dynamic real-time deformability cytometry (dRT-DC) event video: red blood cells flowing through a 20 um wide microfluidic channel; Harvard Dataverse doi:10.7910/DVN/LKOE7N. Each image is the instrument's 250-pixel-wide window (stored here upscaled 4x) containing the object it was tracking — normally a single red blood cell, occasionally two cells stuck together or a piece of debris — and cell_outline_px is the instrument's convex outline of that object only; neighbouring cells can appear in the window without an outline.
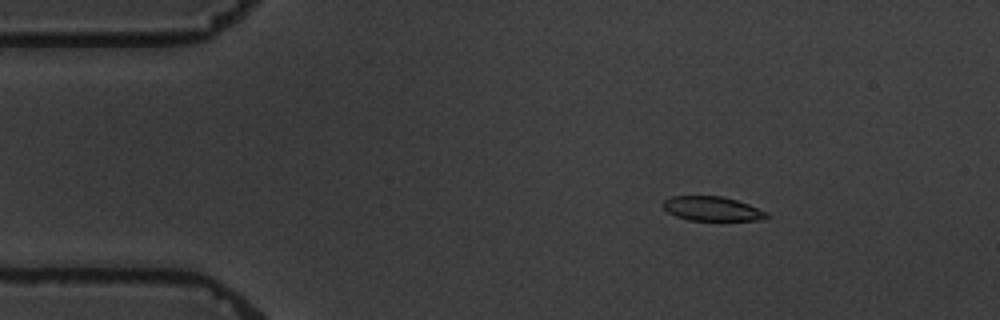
{"species": "common noctule bat (a hibernating species)", "species_latin": "Nyctalus noctula", "temperature_condition": "warm", "stored_images_in_passage": 15, "camera_frame_rate_fps": 3000, "um_per_image_px": 0.085, "animal": {"sex": "male", "body_mass_g": 19.5, "forearm_length_mm": 54.6}, "frame": {"image": 1, "passage_image": 3, "time_ms": 2.333, "image_size_px": [1000, 320], "cell_outline_px": [[768, 216], [760, 220], [688, 220], [676, 216], [668, 212], [660, 204], [664, 200], [672, 196], [720, 196], [736, 200], [748, 204], [768, 212]], "centroid_in_image_um": [60.5, 17.74], "position_along_channel_um": 24.5, "area_um2": 14.62}}
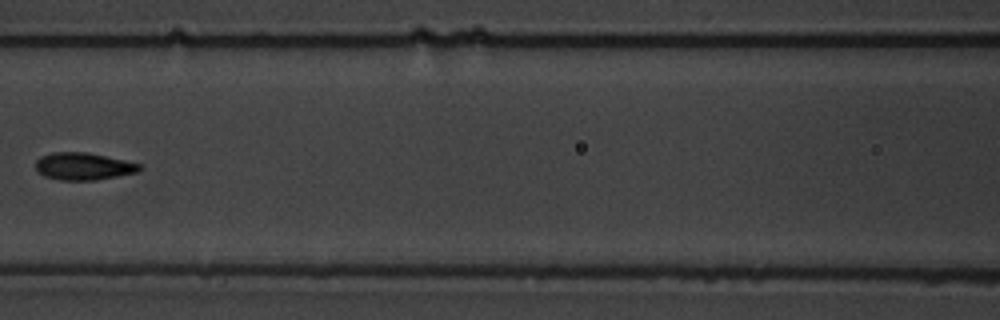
{"frame": {"image": 2, "passage_image": 7, "time_ms": 8.0, "image_size_px": [1000, 320], "cell_outline_px": [[140, 168], [136, 172], [96, 180], [60, 180], [44, 176], [36, 172], [36, 160], [40, 156], [52, 152], [84, 152], [124, 160], [140, 164]], "centroid_in_image_um": [7.01, 14.14], "position_along_channel_um": 159.6, "area_um2": 16.36}}
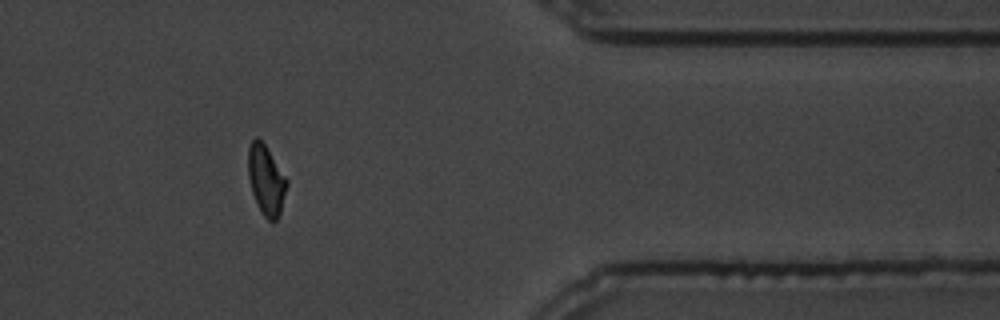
{"frame": {"image": 3, "passage_image": 13, "time_ms": 15.333, "image_size_px": [1000, 320], "cell_outline_px": [[288, 184], [280, 212], [276, 220], [272, 224], [264, 216], [252, 192], [248, 176], [248, 148], [252, 140], [256, 136], [264, 144], [288, 180]], "centroid_in_image_um": [22.62, 15.31], "position_along_channel_um": 388.8, "area_um2": 15.49}, "authors_computed_cell_mechanics": {"area_um2": 15.606, "velocity_mm_per_s": 3.4543, "shape_relaxation_time_tau1_ms": 5.0895, "shape_relaxation_time_tau2_ms": 1.3223, "deformation_change_tau1": 0.1714, "deformation_change_tau2": 0.0588}}